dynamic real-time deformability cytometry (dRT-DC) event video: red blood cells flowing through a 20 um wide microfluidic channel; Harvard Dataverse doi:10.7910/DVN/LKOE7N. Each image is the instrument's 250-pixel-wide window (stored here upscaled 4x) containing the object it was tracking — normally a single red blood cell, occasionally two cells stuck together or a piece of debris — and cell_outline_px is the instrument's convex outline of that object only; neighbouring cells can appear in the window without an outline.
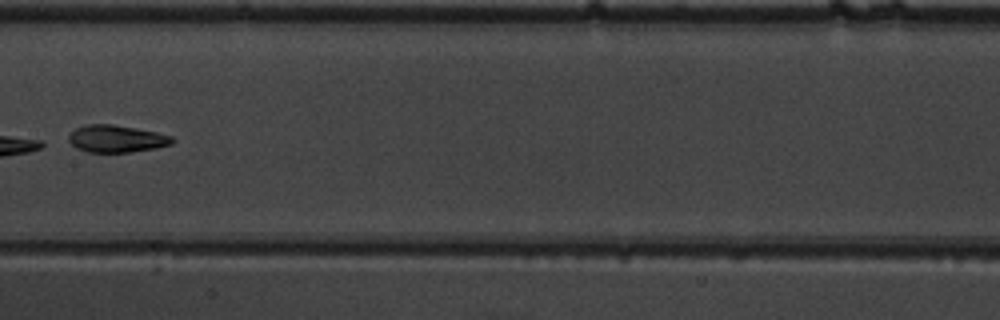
{"species": "common noctule bat (a hibernating species)", "species_latin": "Nyctalus noctula", "temperature_condition": "warm", "stored_images_in_passage": 9, "camera_frame_rate_fps": 3000, "um_per_image_px": 0.085, "animal": {"sex": "male", "body_mass_g": 19.5, "forearm_length_mm": 54.6}, "frame": {"image": 1, "passage_image": 8, "time_ms": 2.333, "image_size_px": [1000, 320], "cell_outline_px": [[176, 140], [172, 144], [156, 148], [128, 152], [88, 152], [76, 148], [68, 140], [68, 136], [76, 128], [88, 124], [112, 124], [136, 128], [156, 132], [172, 136]], "centroid_in_image_um": [9.92, 11.79], "position_along_channel_um": 197.5, "area_um2": 16.42}}
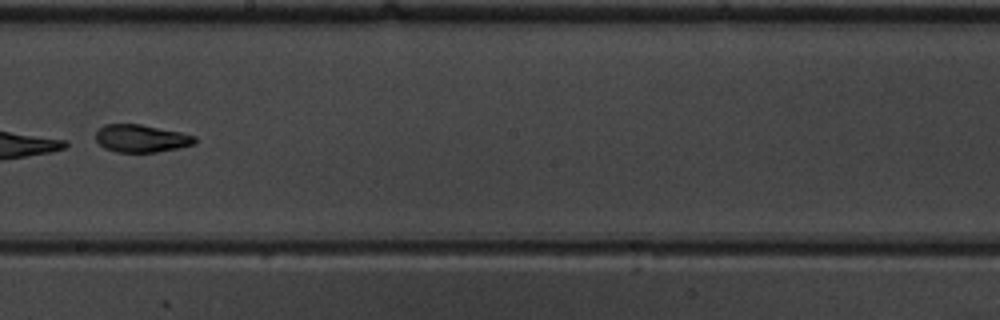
{"frame": {"image": 2, "passage_image": 9, "time_ms": 2.667, "image_size_px": [1000, 320], "cell_outline_px": [[196, 144], [156, 152], [116, 152], [104, 148], [96, 140], [96, 132], [104, 124], [140, 124], [180, 132], [196, 136]], "centroid_in_image_um": [12.0, 11.76], "position_along_channel_um": 236.2, "area_um2": 15.9}}